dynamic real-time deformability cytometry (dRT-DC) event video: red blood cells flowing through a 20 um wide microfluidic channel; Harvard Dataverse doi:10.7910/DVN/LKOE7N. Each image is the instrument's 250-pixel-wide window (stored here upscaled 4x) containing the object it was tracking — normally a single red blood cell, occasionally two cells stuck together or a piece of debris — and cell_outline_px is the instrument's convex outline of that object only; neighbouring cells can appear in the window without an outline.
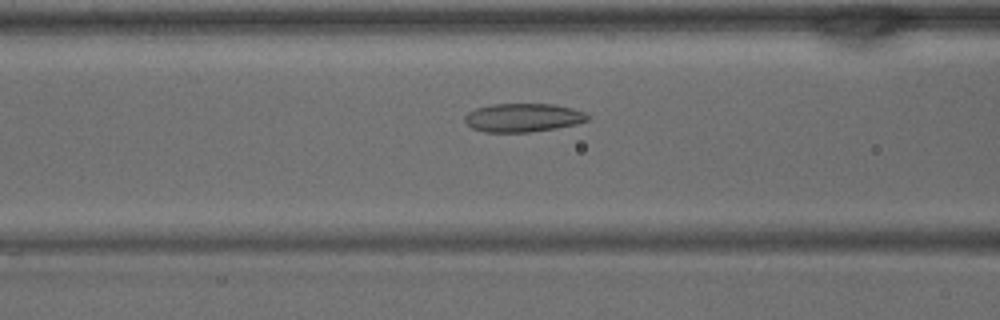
{"species": "common noctule bat (a hibernating species)", "species_latin": "Nyctalus noctula", "temperature_condition": "warm", "stored_images_in_passage": 38, "camera_frame_rate_fps": 3000, "um_per_image_px": 0.085, "animal": {"sex": "male", "body_mass_g": 15.6}, "frame": {"image": 1, "passage_image": 14, "time_ms": 4.333, "image_size_px": [1000, 320], "cell_outline_px": [[588, 120], [576, 124], [556, 128], [532, 132], [484, 132], [472, 128], [464, 120], [464, 116], [468, 112], [476, 108], [492, 104], [552, 104], [572, 108], [584, 112], [588, 116]], "centroid_in_image_um": [44.44, 10.0], "position_along_channel_um": 122.2, "area_um2": 20.4}}
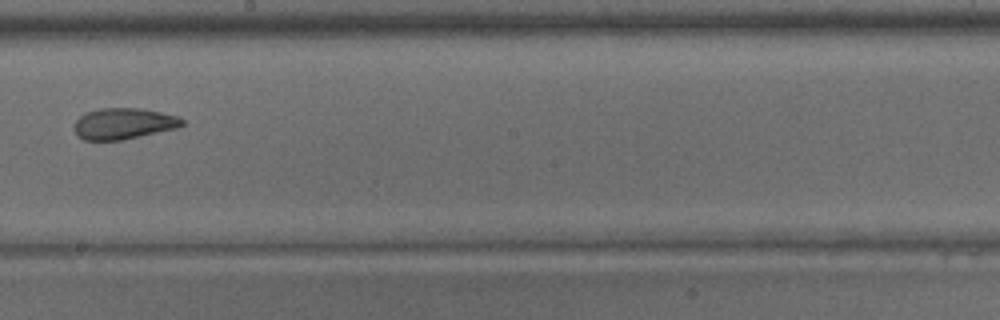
{"frame": {"image": 2, "passage_image": 21, "time_ms": 6.667, "image_size_px": [1000, 320], "cell_outline_px": [[184, 124], [176, 128], [120, 140], [84, 140], [76, 136], [72, 128], [76, 120], [80, 116], [88, 112], [100, 108], [140, 108], [160, 112], [176, 116], [184, 120]], "centroid_in_image_um": [10.44, 10.51], "position_along_channel_um": 237.8, "area_um2": 19.48}}
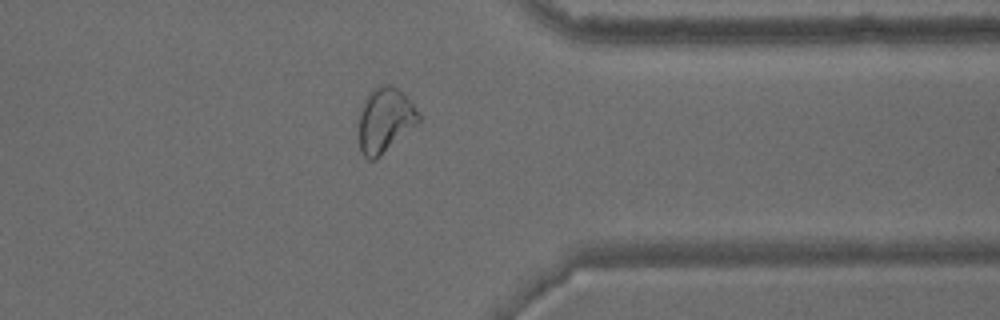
{"frame": {"image": 3, "passage_image": 30, "time_ms": 9.667, "image_size_px": [1000, 320], "cell_outline_px": [[420, 120], [416, 124], [376, 160], [368, 160], [360, 152], [360, 112], [364, 100], [368, 92], [372, 88], [380, 84], [392, 84], [420, 112]], "centroid_in_image_um": [32.7, 10.2], "position_along_channel_um": 378.7, "area_um2": 22.31}}